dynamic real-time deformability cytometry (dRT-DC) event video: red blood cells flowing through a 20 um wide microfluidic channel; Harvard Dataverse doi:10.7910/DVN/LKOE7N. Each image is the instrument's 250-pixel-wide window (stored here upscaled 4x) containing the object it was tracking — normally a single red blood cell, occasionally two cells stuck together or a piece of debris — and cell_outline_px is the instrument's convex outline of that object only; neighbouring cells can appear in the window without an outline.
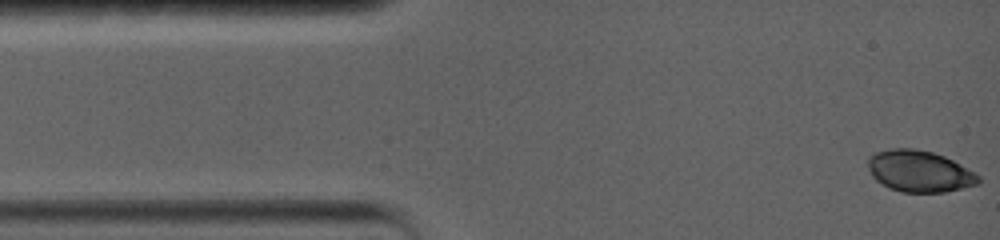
{"species": "common noctule bat (a hibernating species)", "species_latin": "Nyctalus noctula", "temperature_condition": "warm", "stored_images_in_passage": 39, "camera_frame_rate_fps": 5000, "um_per_image_px": 0.085, "animal": {"sex": "female", "body_mass_g": 19.0, "forearm_length_mm": 56.7}, "frame": {"image": 1, "passage_image": 1, "time_ms": 0.0, "image_size_px": [1000, 240], "cell_outline_px": [[980, 184], [944, 192], [900, 192], [888, 188], [876, 180], [872, 176], [868, 168], [868, 156], [876, 152], [892, 148], [912, 148], [932, 152], [944, 156], [952, 160], [980, 176]], "centroid_in_image_um": [78.13, 14.56], "position_along_channel_um": 6.9, "area_um2": 26.7}}
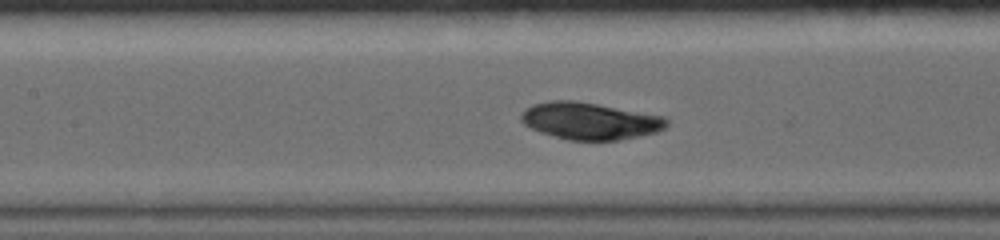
{"frame": {"image": 2, "passage_image": 17, "time_ms": 6.4, "image_size_px": [1000, 240], "cell_outline_px": [[668, 124], [664, 128], [656, 132], [640, 136], [620, 140], [568, 140], [540, 132], [524, 124], [520, 120], [520, 116], [524, 108], [532, 104], [552, 100], [572, 100], [596, 104], [664, 116], [668, 120]], "centroid_in_image_um": [50.12, 10.28], "position_along_channel_um": 157.3, "area_um2": 31.33}}
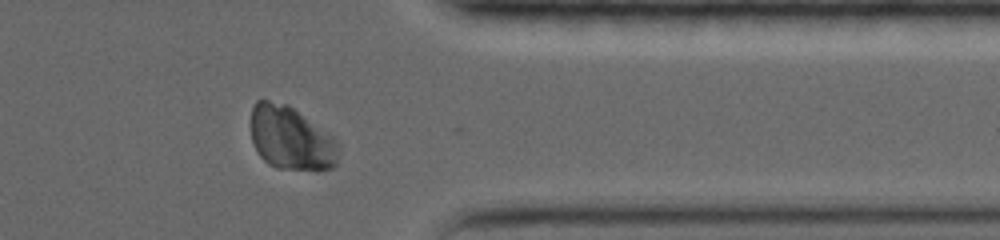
{"frame": {"image": 3, "passage_image": 33, "time_ms": 13.0, "image_size_px": [1000, 240], "cell_outline_px": [[340, 148], [336, 164], [332, 168], [316, 172], [276, 168], [268, 164], [260, 156], [252, 140], [252, 108], [256, 100], [268, 100], [288, 104], [332, 136], [336, 140]], "centroid_in_image_um": [24.76, 11.8], "position_along_channel_um": 386.6, "area_um2": 32.77}}